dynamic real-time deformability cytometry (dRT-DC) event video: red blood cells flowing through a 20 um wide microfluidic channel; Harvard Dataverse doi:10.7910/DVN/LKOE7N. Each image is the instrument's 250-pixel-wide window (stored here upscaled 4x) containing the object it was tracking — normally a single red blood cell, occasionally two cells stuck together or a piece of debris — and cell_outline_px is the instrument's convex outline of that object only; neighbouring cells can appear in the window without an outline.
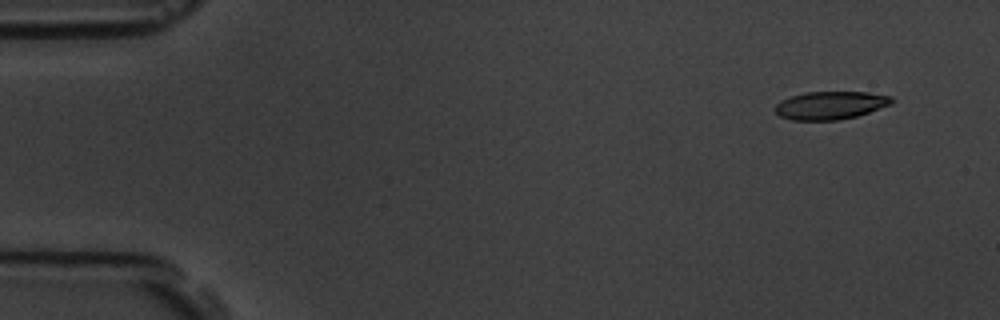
{"species": "common noctule bat (a hibernating species)", "species_latin": "Nyctalus noctula", "temperature_condition": "room temperature", "stored_images_in_passage": 9, "camera_frame_rate_fps": 3000, "um_per_image_px": 0.085, "animal": {"sex": "male", "body_mass_g": 19.5, "forearm_length_mm": 54.6}, "frame": {"image": 1, "passage_image": 1, "time_ms": 0.0, "image_size_px": [1000, 320], "cell_outline_px": [[892, 104], [856, 116], [836, 120], [792, 120], [780, 116], [776, 112], [776, 104], [780, 100], [804, 92], [868, 92], [892, 96]], "centroid_in_image_um": [70.58, 8.94], "position_along_channel_um": 14.4, "area_um2": 18.9}}
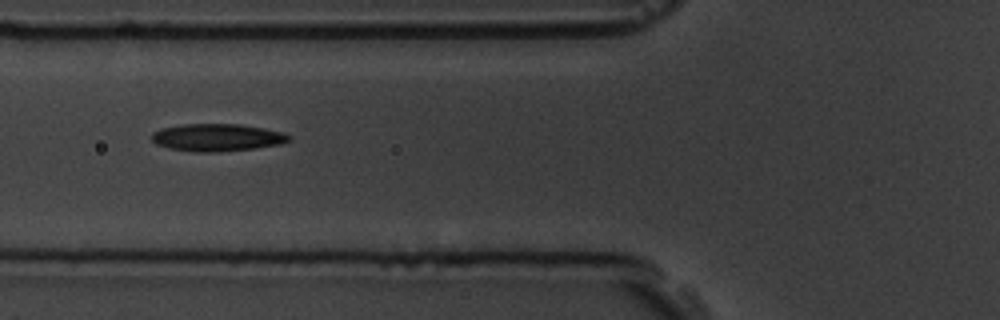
{"frame": {"image": 2, "passage_image": 6, "time_ms": 5.667, "image_size_px": [1000, 320], "cell_outline_px": [[292, 140], [280, 144], [256, 148], [220, 152], [196, 152], [168, 148], [156, 144], [152, 140], [152, 132], [160, 128], [180, 124], [240, 124], [264, 128], [284, 132], [292, 136]], "centroid_in_image_um": [18.47, 11.68], "position_along_channel_um": 107.3, "area_um2": 22.25}}
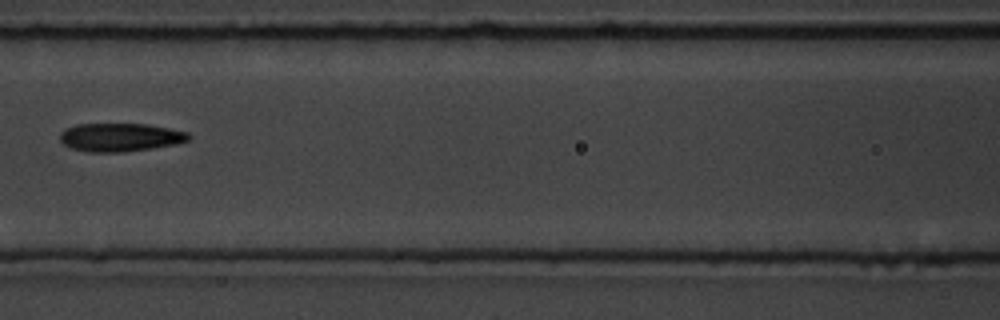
{"frame": {"image": 3, "passage_image": 7, "time_ms": 7.0, "image_size_px": [1000, 320], "cell_outline_px": [[192, 136], [188, 140], [176, 144], [120, 152], [88, 152], [72, 148], [64, 144], [60, 140], [60, 132], [76, 124], [144, 124], [168, 128], [188, 132]], "centroid_in_image_um": [10.21, 11.66], "position_along_channel_um": 156.4, "area_um2": 20.98}}